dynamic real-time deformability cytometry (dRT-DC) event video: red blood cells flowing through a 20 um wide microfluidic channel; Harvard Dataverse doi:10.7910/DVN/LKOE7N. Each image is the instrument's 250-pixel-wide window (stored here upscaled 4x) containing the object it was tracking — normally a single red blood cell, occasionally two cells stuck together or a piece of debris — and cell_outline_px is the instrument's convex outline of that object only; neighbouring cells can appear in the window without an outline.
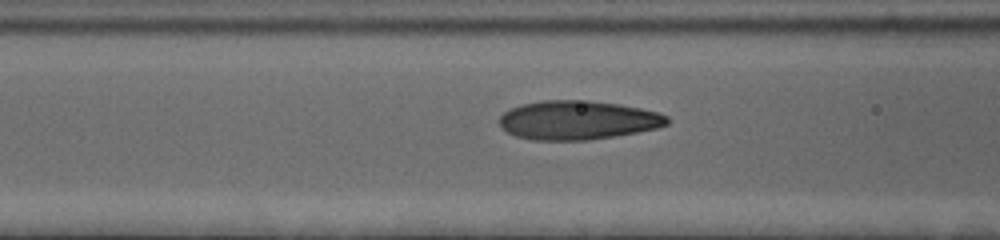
{"species": "human", "species_latin": "Homo sapiens", "temperature_condition": "cold", "stored_images_in_passage": 26, "camera_frame_rate_fps": 3000, "um_per_image_px": 0.085, "donor": {"sex": "female"}, "frame": {"image": 1, "passage_image": 20, "time_ms": 6.333, "image_size_px": [1000, 240], "cell_outline_px": [[668, 124], [656, 128], [636, 132], [588, 140], [532, 140], [516, 136], [508, 132], [500, 124], [500, 116], [504, 112], [520, 104], [544, 100], [588, 100], [616, 104], [640, 108], [656, 112], [668, 116]], "centroid_in_image_um": [49.09, 10.21], "position_along_channel_um": 117.5, "area_um2": 37.74}}
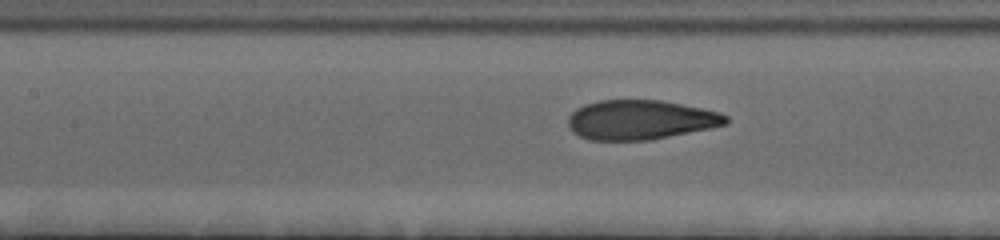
{"frame": {"image": 2, "passage_image": 23, "time_ms": 7.333, "image_size_px": [1000, 240], "cell_outline_px": [[728, 124], [712, 128], [652, 140], [588, 140], [572, 132], [568, 128], [568, 116], [576, 108], [584, 104], [600, 100], [660, 100], [720, 112], [728, 116]], "centroid_in_image_um": [54.42, 10.19], "position_along_channel_um": 153.0, "area_um2": 36.59}}